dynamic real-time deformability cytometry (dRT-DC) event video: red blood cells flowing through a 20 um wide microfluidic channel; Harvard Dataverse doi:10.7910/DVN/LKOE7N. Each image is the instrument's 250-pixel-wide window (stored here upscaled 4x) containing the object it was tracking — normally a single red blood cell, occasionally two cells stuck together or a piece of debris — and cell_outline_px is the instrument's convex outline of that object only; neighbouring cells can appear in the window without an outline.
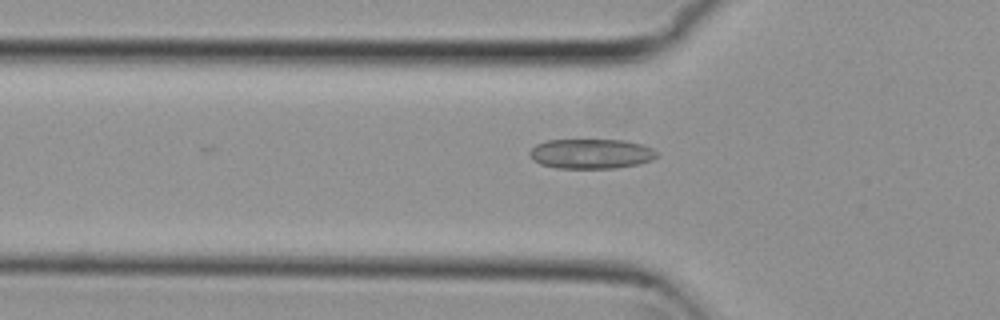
{"species": "common noctule bat (a hibernating species)", "species_latin": "Nyctalus noctula", "temperature_condition": "cold", "stored_images_in_passage": 25, "camera_frame_rate_fps": 3000, "um_per_image_px": 0.085, "animal": {"sex": "female", "body_mass_g": 29.2, "forearm_length_mm": 56.3}, "frame": {"image": 1, "passage_image": 3, "time_ms": 0.667, "image_size_px": [1000, 320], "cell_outline_px": [[656, 156], [652, 160], [636, 164], [616, 168], [556, 168], [540, 164], [532, 160], [528, 152], [536, 144], [548, 140], [624, 140], [640, 144], [652, 148], [656, 152]], "centroid_in_image_um": [50.19, 13.07], "position_along_channel_um": 75.6, "area_um2": 22.02}}
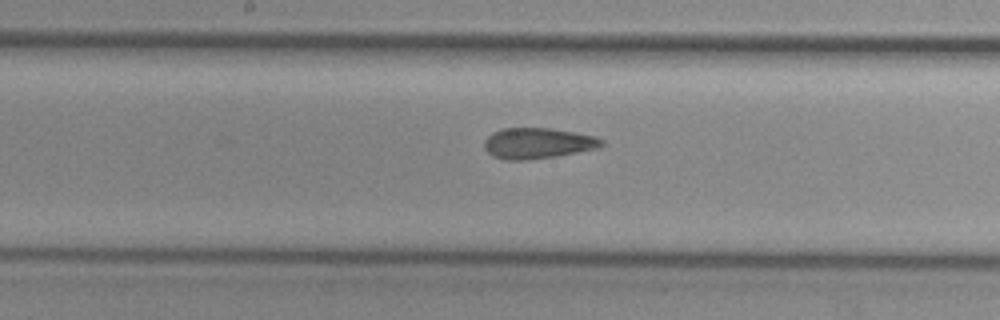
{"frame": {"image": 2, "passage_image": 13, "time_ms": 4.0, "image_size_px": [1000, 320], "cell_outline_px": [[604, 144], [600, 148], [556, 156], [524, 160], [504, 160], [492, 156], [484, 148], [484, 140], [492, 132], [504, 128], [552, 128], [576, 132], [596, 136], [604, 140]], "centroid_in_image_um": [45.72, 12.17], "position_along_channel_um": 202.5, "area_um2": 21.27}}
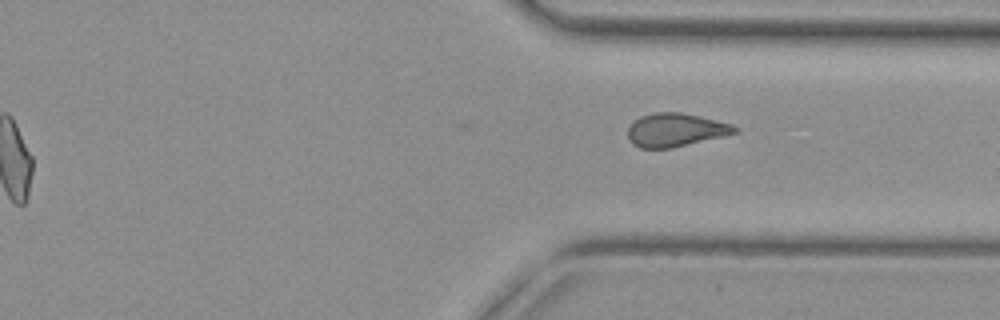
{"frame": {"image": 3, "passage_image": 25, "time_ms": 8.0, "image_size_px": [1000, 320], "cell_outline_px": [[740, 132], [728, 136], [672, 148], [640, 148], [632, 144], [628, 136], [628, 128], [640, 116], [656, 112], [680, 112], [732, 124], [740, 128]], "centroid_in_image_um": [57.48, 11.06], "position_along_channel_um": 353.9, "area_um2": 20.98}}